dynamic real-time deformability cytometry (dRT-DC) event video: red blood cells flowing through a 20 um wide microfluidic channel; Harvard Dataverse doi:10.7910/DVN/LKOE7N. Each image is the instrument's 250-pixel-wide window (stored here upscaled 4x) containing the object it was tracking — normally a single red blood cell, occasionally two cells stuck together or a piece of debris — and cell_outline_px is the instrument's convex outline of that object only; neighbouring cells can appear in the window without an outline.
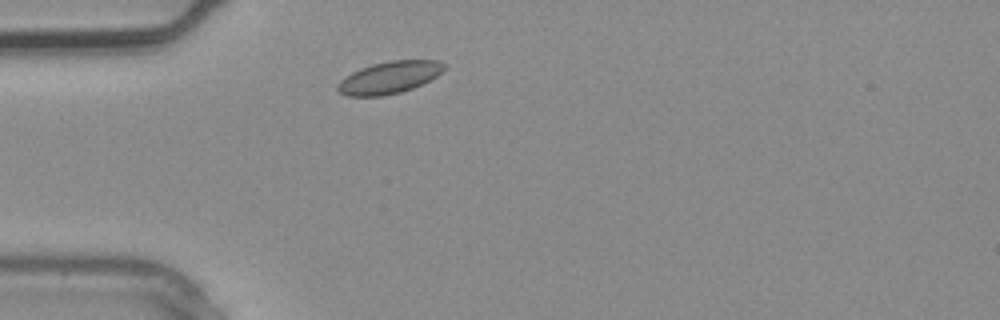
{"species": "common noctule bat (a hibernating species)", "species_latin": "Nyctalus noctula", "temperature_condition": "warm", "stored_images_in_passage": 1, "camera_frame_rate_fps": 3000, "um_per_image_px": 0.085, "animal": {"sex": "male", "body_mass_g": 20.4}, "frame": {"image": 1, "passage_image": 1, "time_ms": 0.0, "image_size_px": [1000, 320], "cell_outline_px": [[448, 64], [436, 76], [412, 88], [400, 92], [380, 96], [348, 96], [340, 92], [336, 88], [340, 80], [352, 72], [360, 68], [372, 64], [392, 60], [440, 60]], "centroid_in_image_um": [33.09, 6.57], "position_along_channel_um": 51.9, "area_um2": 19.77}}